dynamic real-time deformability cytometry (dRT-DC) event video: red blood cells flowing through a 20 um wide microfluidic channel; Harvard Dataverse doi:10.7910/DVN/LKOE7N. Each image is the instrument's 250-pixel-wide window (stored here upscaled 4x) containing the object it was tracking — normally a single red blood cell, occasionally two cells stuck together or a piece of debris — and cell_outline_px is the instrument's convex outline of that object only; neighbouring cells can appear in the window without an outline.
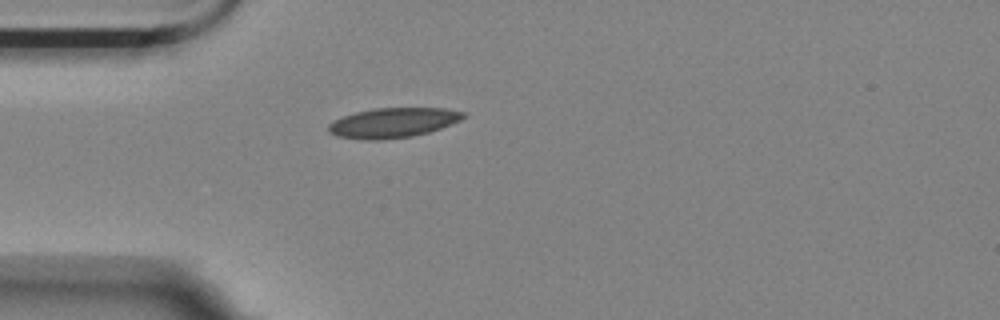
{"species": "Egyptian fruit bat (a non-hibernating species)", "species_latin": "Rousettus aegyptiacus", "temperature_condition": "room temperature", "stored_images_in_passage": 1, "camera_frame_rate_fps": 3000, "um_per_image_px": 0.085, "animal": {"sex": "female"}, "frame": {"image": 1, "passage_image": 1, "time_ms": 0.0, "image_size_px": [1000, 320], "cell_outline_px": [[464, 116], [460, 120], [440, 128], [428, 132], [412, 136], [380, 140], [368, 140], [336, 136], [328, 132], [328, 124], [344, 116], [356, 112], [376, 108], [444, 108], [464, 112]], "centroid_in_image_um": [33.38, 10.43], "position_along_channel_um": 51.6, "area_um2": 23.18}}